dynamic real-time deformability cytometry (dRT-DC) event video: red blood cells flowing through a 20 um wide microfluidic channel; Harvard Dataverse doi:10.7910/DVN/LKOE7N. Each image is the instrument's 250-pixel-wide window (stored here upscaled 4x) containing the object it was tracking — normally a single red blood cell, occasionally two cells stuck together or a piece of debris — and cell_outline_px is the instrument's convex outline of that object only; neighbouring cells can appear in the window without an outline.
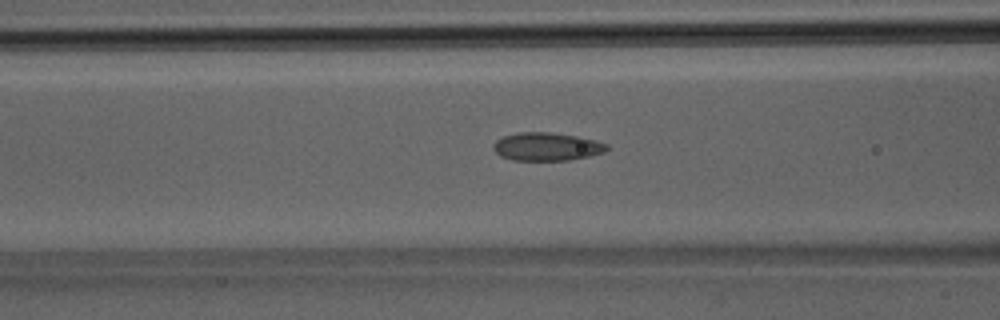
{"species": "Egyptian fruit bat (a non-hibernating species)", "species_latin": "Rousettus aegyptiacus", "temperature_condition": "room temperature", "stored_images_in_passage": 28, "camera_frame_rate_fps": 3000, "um_per_image_px": 0.085, "animal": {"sex": "male"}, "frame": {"image": 1, "passage_image": 5, "time_ms": 1.333, "image_size_px": [1000, 320], "cell_outline_px": [[608, 148], [604, 152], [588, 156], [568, 160], [512, 160], [500, 156], [492, 148], [492, 144], [496, 140], [504, 136], [520, 132], [548, 132], [576, 136], [596, 140], [608, 144]], "centroid_in_image_um": [46.45, 12.46], "position_along_channel_um": 120.2, "area_um2": 18.55}}
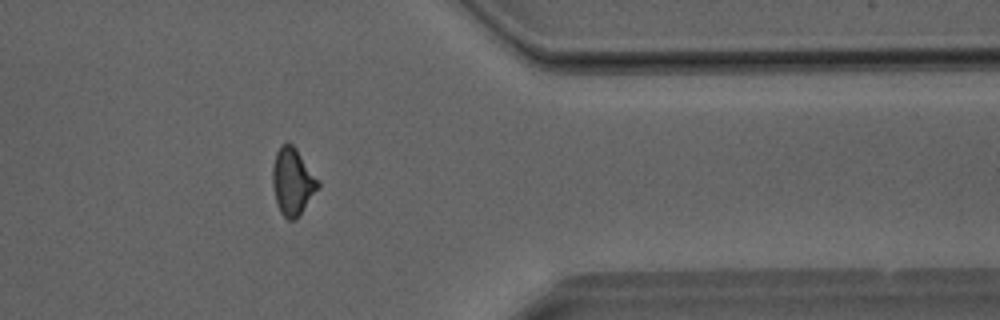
{"frame": {"image": 2, "passage_image": 21, "time_ms": 6.667, "image_size_px": [1000, 320], "cell_outline_px": [[320, 184], [300, 212], [292, 220], [288, 220], [280, 212], [276, 200], [272, 184], [272, 168], [276, 152], [280, 144], [292, 144], [296, 148]], "centroid_in_image_um": [24.82, 15.39], "position_along_channel_um": 386.6, "area_um2": 17.05}}
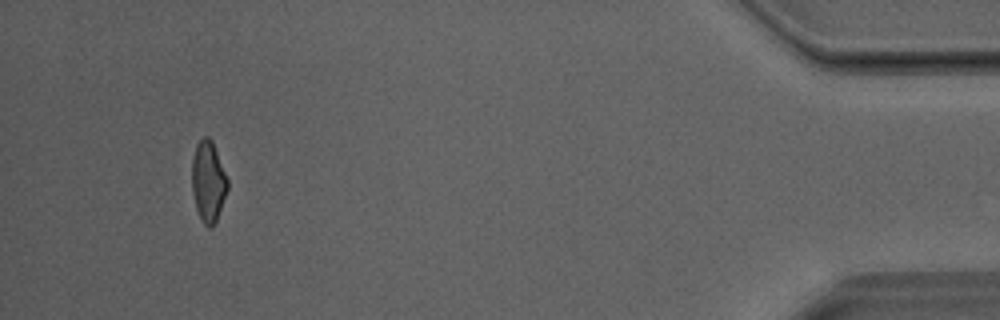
{"frame": {"image": 3, "passage_image": 26, "time_ms": 8.333, "image_size_px": [1000, 320], "cell_outline_px": [[228, 188], [216, 220], [212, 228], [208, 228], [200, 220], [196, 208], [192, 192], [192, 156], [196, 144], [204, 136], [208, 136], [212, 140], [228, 180]], "centroid_in_image_um": [17.68, 15.43], "position_along_channel_um": 417.5, "area_um2": 16.82}}